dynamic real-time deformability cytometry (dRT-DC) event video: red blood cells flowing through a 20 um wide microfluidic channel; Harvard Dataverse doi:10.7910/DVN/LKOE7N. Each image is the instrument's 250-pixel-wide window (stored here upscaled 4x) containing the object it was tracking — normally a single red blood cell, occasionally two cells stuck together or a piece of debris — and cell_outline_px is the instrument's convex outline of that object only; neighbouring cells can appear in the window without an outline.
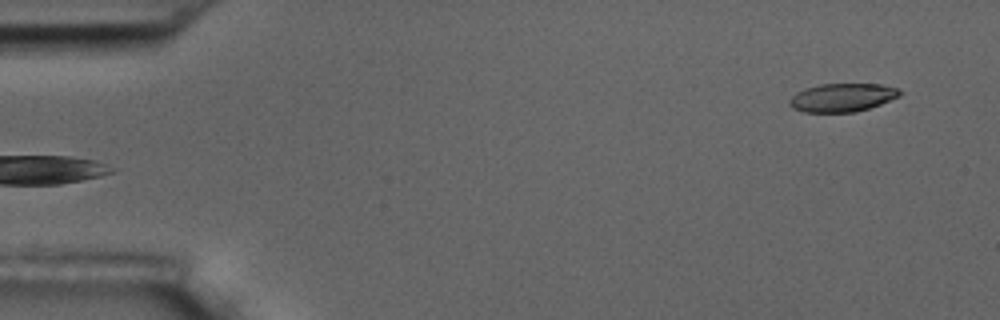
{"species": "common noctule bat (a hibernating species)", "species_latin": "Nyctalus noctula", "temperature_condition": "room temperature", "stored_images_in_passage": 4, "camera_frame_rate_fps": 3000, "um_per_image_px": 0.085, "animal": {"sex": "male", "body_mass_g": 17.5, "forearm_length_mm": 52.3}, "frame": {"image": 1, "passage_image": 4, "time_ms": 3.667, "image_size_px": [1000, 320], "cell_outline_px": [[904, 92], [900, 96], [880, 104], [856, 112], [804, 112], [792, 108], [788, 104], [788, 100], [796, 92], [804, 88], [820, 84], [880, 84], [896, 88]], "centroid_in_image_um": [71.57, 8.29], "position_along_channel_um": 13.4, "area_um2": 18.32}}